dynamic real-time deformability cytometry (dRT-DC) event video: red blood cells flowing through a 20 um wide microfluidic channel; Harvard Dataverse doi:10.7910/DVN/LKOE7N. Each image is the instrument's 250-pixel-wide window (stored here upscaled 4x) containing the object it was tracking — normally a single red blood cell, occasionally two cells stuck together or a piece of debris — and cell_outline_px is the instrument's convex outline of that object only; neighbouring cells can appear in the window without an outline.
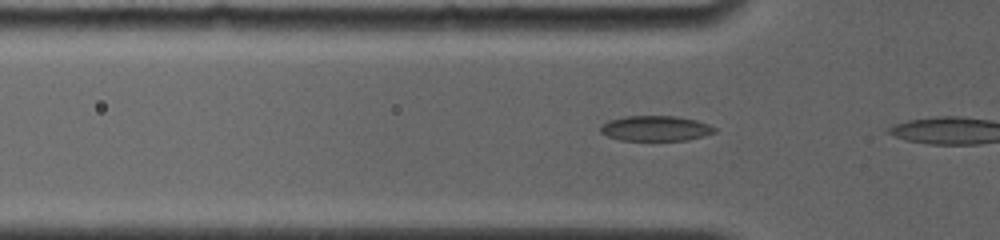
{"species": "common noctule bat (a hibernating species)", "species_latin": "Nyctalus noctula", "temperature_condition": "room temperature", "stored_images_in_passage": 4, "camera_frame_rate_fps": 4000, "um_per_image_px": 0.085, "animal": {"sex": "female", "body_mass_g": 19.0, "forearm_length_mm": 56.7}, "frame": {"image": 1, "passage_image": 3, "time_ms": 0.5, "image_size_px": [1000, 240], "cell_outline_px": [[716, 132], [704, 136], [688, 140], [620, 140], [608, 136], [600, 132], [600, 124], [608, 120], [624, 116], [676, 116], [696, 120], [708, 124], [716, 128]], "centroid_in_image_um": [55.71, 10.91], "position_along_channel_um": 70.1, "area_um2": 16.88}}